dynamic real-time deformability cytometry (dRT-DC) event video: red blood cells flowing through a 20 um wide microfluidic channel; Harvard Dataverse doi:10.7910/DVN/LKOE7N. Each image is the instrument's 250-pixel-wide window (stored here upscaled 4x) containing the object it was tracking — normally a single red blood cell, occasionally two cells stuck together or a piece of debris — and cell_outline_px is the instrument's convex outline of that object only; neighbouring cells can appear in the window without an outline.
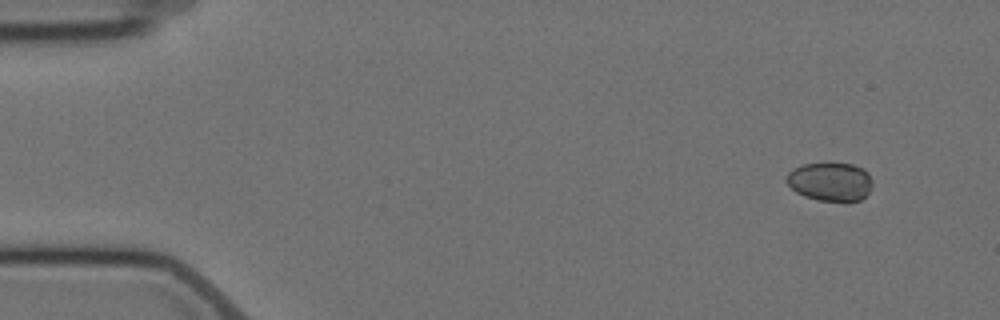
{"species": "Egyptian fruit bat (a non-hibernating species)", "species_latin": "Rousettus aegyptiacus", "temperature_condition": "cold", "stored_images_in_passage": 4, "camera_frame_rate_fps": 3000, "um_per_image_px": 0.085, "animal": {"sex": "female"}, "frame": {"image": 1, "passage_image": 1, "time_ms": 0.0, "image_size_px": [1000, 320], "cell_outline_px": [[872, 184], [868, 192], [860, 200], [848, 204], [844, 204], [820, 200], [804, 196], [796, 192], [784, 180], [784, 176], [792, 168], [800, 164], [828, 160], [852, 164], [864, 168], [868, 172], [872, 180]], "centroid_in_image_um": [70.55, 15.41], "position_along_channel_um": 14.4, "area_um2": 20.63}}
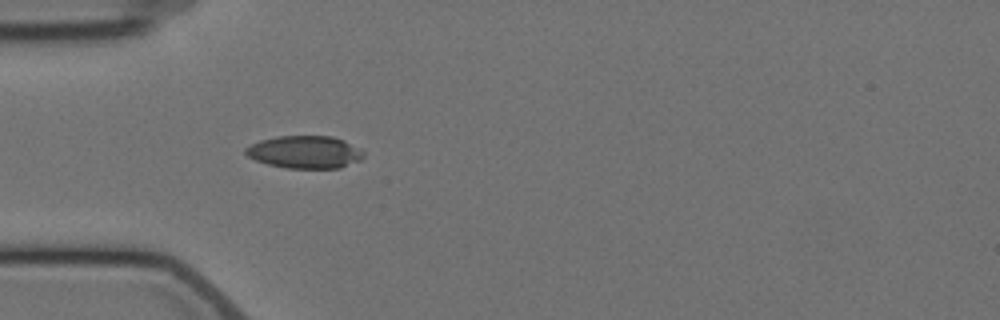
{"frame": {"image": 2, "passage_image": 4, "time_ms": 4.333, "image_size_px": [1000, 320], "cell_outline_px": [[364, 156], [360, 160], [340, 168], [284, 168], [268, 164], [256, 160], [248, 156], [244, 152], [244, 148], [260, 140], [276, 136], [332, 136], [344, 140], [360, 148], [364, 152]], "centroid_in_image_um": [25.92, 12.92], "position_along_channel_um": 59.1, "area_um2": 22.48}}